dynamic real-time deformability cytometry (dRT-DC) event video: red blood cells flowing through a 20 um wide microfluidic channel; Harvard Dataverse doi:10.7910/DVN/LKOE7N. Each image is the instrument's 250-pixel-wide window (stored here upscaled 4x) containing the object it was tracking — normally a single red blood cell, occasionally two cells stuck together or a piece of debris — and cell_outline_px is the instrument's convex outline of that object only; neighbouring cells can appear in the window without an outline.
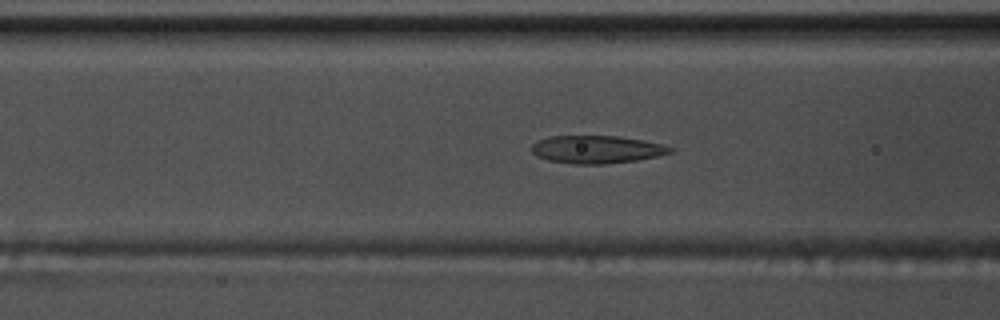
{"species": "common noctule bat (a hibernating species)", "species_latin": "Nyctalus noctula", "temperature_condition": "warm", "stored_images_in_passage": 54, "camera_frame_rate_fps": 3000, "um_per_image_px": 0.085, "animal": {"sex": "male", "body_mass_g": 17.5, "forearm_length_mm": 52.3}, "frame": {"image": 1, "passage_image": 22, "time_ms": 7.0, "image_size_px": [1000, 320], "cell_outline_px": [[676, 148], [672, 152], [660, 156], [636, 160], [604, 164], [572, 164], [548, 160], [536, 156], [532, 152], [532, 144], [536, 140], [548, 136], [620, 136], [644, 140]], "centroid_in_image_um": [50.72, 12.7], "position_along_channel_um": 115.9, "area_um2": 22.66}}
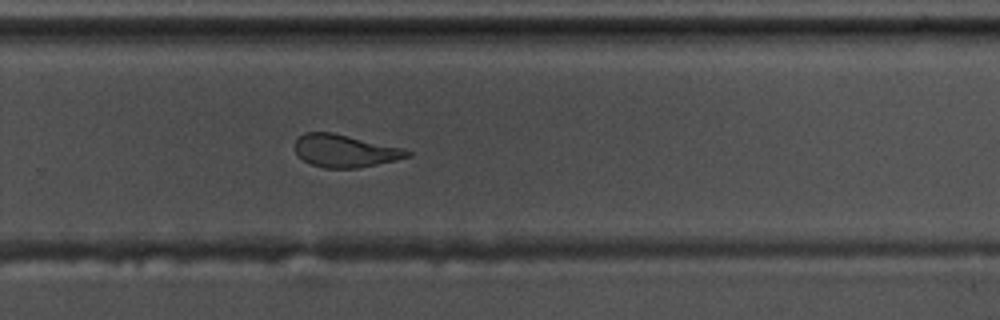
{"frame": {"image": 2, "passage_image": 37, "time_ms": 12.0, "image_size_px": [1000, 320], "cell_outline_px": [[412, 156], [396, 160], [360, 168], [324, 168], [312, 164], [304, 160], [296, 152], [296, 140], [304, 132], [332, 132], [404, 148], [412, 152]], "centroid_in_image_um": [29.37, 12.82], "position_along_channel_um": 300.4, "area_um2": 21.33}}
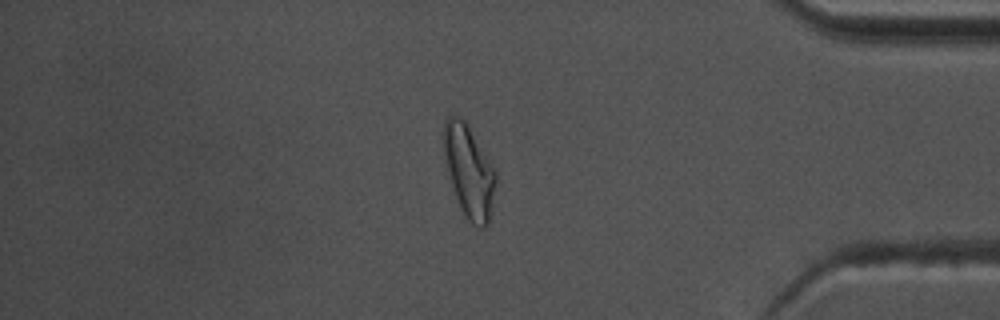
{"frame": {"image": 3, "passage_image": 47, "time_ms": 15.333, "image_size_px": [1000, 320], "cell_outline_px": [[496, 180], [488, 224], [484, 228], [480, 228], [472, 224], [464, 216], [456, 196], [448, 172], [444, 152], [444, 120], [448, 116], [460, 116], [468, 124], [492, 164], [496, 172]], "centroid_in_image_um": [39.87, 14.54], "position_along_channel_um": 395.3, "area_um2": 27.57}}